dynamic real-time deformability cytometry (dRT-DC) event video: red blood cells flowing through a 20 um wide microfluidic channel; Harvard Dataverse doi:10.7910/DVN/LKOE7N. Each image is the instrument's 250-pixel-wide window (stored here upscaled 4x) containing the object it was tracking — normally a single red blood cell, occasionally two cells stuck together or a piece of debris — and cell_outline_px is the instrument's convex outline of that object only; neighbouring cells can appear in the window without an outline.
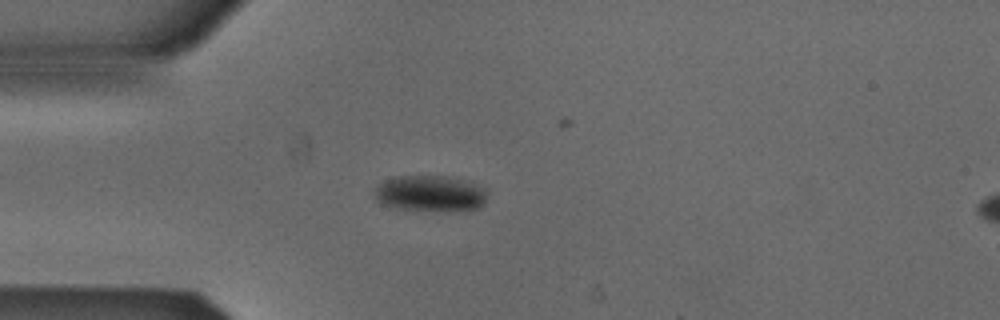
{"species": "Egyptian fruit bat (a non-hibernating species)", "species_latin": "Rousettus aegyptiacus", "temperature_condition": "cold", "stored_images_in_passage": 3, "segment_of_instrument_passage": [1, 2], "camera_frame_rate_fps": 3000, "um_per_image_px": 0.085, "animal": {"sex": "male"}, "frame": {"image": 1, "passage_image": 2, "time_ms": 0.333, "image_size_px": [1000, 320], "cell_outline_px": [[484, 204], [480, 208], [472, 212], [440, 212], [396, 208], [380, 204], [376, 200], [376, 188], [384, 180], [400, 176], [448, 176], [468, 180], [484, 188]], "centroid_in_image_um": [36.63, 16.48], "position_along_channel_um": 48.4, "area_um2": 24.28}}